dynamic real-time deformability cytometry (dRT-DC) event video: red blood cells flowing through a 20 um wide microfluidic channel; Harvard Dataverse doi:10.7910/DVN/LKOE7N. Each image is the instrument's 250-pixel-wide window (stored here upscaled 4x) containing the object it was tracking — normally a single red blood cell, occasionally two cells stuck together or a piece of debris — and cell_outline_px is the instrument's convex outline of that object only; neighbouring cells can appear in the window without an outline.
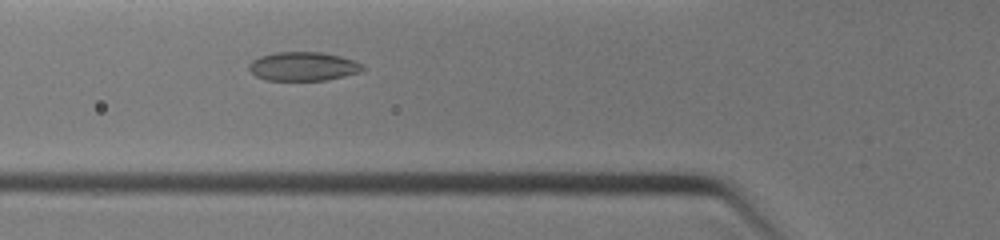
{"species": "common noctule bat (a hibernating species)", "species_latin": "Nyctalus noctula", "temperature_condition": "warm", "stored_images_in_passage": 10, "camera_frame_rate_fps": 3000, "um_per_image_px": 0.085, "animal": {"sex": "female", "body_mass_g": 19.0, "forearm_length_mm": 51.5}, "frame": {"image": 1, "passage_image": 7, "time_ms": 3.333, "image_size_px": [1000, 240], "cell_outline_px": [[368, 68], [360, 72], [328, 80], [264, 80], [256, 76], [248, 68], [248, 64], [252, 60], [260, 56], [276, 52], [320, 52], [340, 56], [364, 64]], "centroid_in_image_um": [25.79, 5.64], "position_along_channel_um": 100.0, "area_um2": 19.25}}
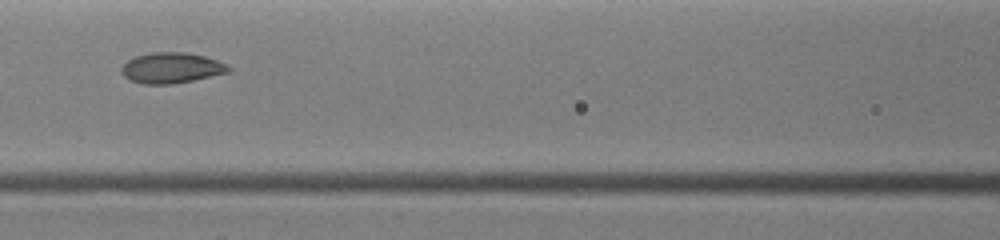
{"frame": {"image": 2, "passage_image": 9, "time_ms": 4.333, "image_size_px": [1000, 240], "cell_outline_px": [[232, 72], [172, 84], [144, 84], [128, 80], [120, 72], [120, 68], [128, 60], [136, 56], [152, 52], [184, 52], [204, 56], [228, 64], [232, 68]], "centroid_in_image_um": [14.58, 5.77], "position_along_channel_um": 152.0, "area_um2": 19.25}}